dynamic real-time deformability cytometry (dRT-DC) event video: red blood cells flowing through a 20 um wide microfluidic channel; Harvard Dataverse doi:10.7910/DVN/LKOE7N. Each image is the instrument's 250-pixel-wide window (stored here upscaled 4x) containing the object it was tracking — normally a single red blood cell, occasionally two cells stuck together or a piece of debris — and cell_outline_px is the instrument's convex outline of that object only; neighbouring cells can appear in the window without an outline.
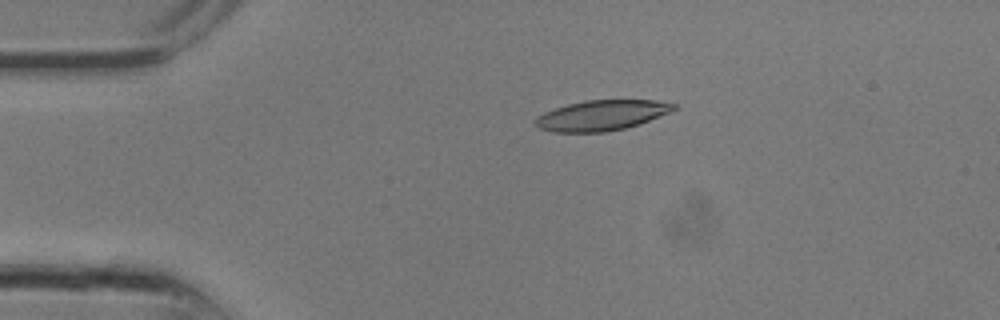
{"species": "common noctule bat (a hibernating species)", "species_latin": "Nyctalus noctula", "temperature_condition": "room temperature", "stored_images_in_passage": 15, "camera_frame_rate_fps": 3000, "um_per_image_px": 0.085, "animal": {"sex": "male", "body_mass_g": 13.3}, "frame": {"image": 1, "passage_image": 6, "time_ms": 1.667, "image_size_px": [1000, 320], "cell_outline_px": [[676, 108], [668, 112], [648, 120], [624, 128], [604, 132], [552, 132], [540, 128], [532, 124], [536, 116], [544, 112], [568, 104], [584, 100], [656, 100], [676, 104]], "centroid_in_image_um": [51.06, 9.8], "position_along_channel_um": 33.9, "area_um2": 24.22}}
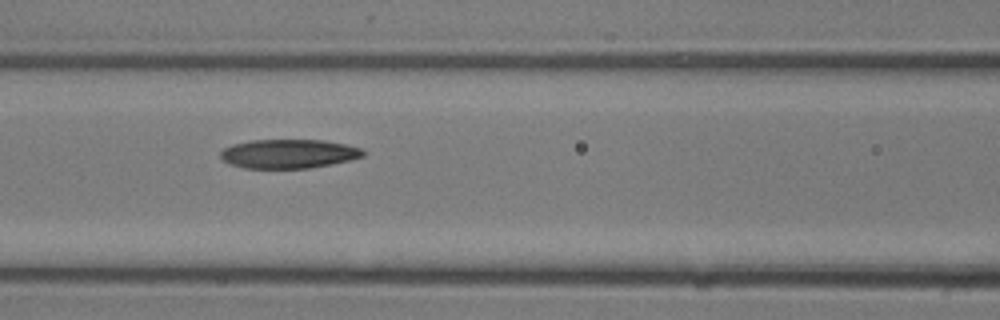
{"frame": {"image": 2, "passage_image": 12, "time_ms": 3.667, "image_size_px": [1000, 320], "cell_outline_px": [[364, 156], [332, 164], [312, 168], [244, 168], [228, 164], [220, 156], [220, 152], [224, 148], [232, 144], [252, 140], [324, 140], [364, 148]], "centroid_in_image_um": [24.53, 13.07], "position_along_channel_um": 142.1, "area_um2": 24.22}}
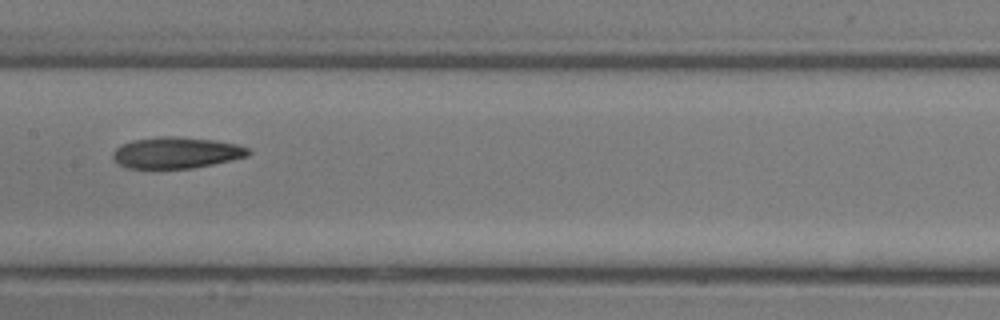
{"frame": {"image": 3, "passage_image": 14, "time_ms": 4.333, "image_size_px": [1000, 320], "cell_outline_px": [[252, 152], [248, 156], [232, 160], [192, 168], [128, 168], [120, 164], [112, 156], [112, 152], [120, 144], [132, 140], [164, 136], [176, 136], [216, 140], [236, 144], [248, 148]], "centroid_in_image_um": [15.0, 12.97], "position_along_channel_um": 192.4, "area_um2": 24.68}}